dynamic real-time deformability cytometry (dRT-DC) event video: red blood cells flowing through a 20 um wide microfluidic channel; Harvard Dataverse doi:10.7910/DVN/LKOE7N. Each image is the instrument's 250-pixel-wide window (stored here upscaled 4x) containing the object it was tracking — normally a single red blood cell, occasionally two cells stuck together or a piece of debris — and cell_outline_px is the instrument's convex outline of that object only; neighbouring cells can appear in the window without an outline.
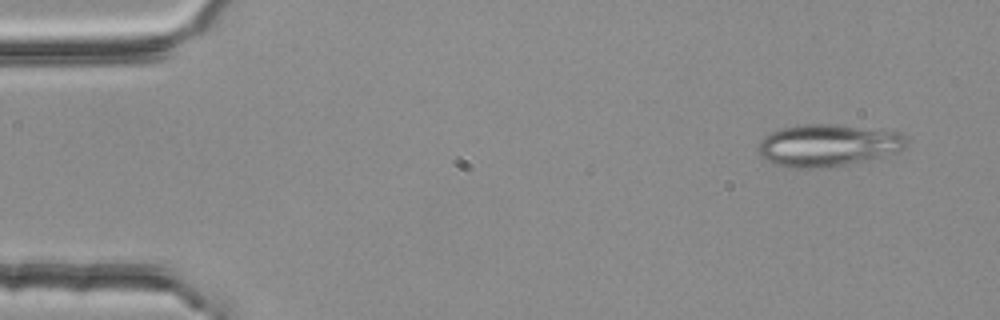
{"species": "common noctule bat (a hibernating species)", "species_latin": "Nyctalus noctula", "temperature_condition": "room temperature", "stored_images_in_passage": 5, "camera_frame_rate_fps": 3000, "um_per_image_px": 0.085, "animal": {"sex": "female", "body_mass_g": 25.1}, "frame": {"image": 1, "passage_image": 1, "time_ms": 0.0, "image_size_px": [1000, 320], "cell_outline_px": [[904, 148], [896, 156], [848, 164], [820, 168], [788, 168], [776, 164], [760, 156], [756, 148], [760, 140], [764, 136], [780, 128], [800, 124], [836, 124], [896, 132], [904, 136]], "centroid_in_image_um": [70.37, 12.37], "position_along_channel_um": 14.6, "area_um2": 36.88}}